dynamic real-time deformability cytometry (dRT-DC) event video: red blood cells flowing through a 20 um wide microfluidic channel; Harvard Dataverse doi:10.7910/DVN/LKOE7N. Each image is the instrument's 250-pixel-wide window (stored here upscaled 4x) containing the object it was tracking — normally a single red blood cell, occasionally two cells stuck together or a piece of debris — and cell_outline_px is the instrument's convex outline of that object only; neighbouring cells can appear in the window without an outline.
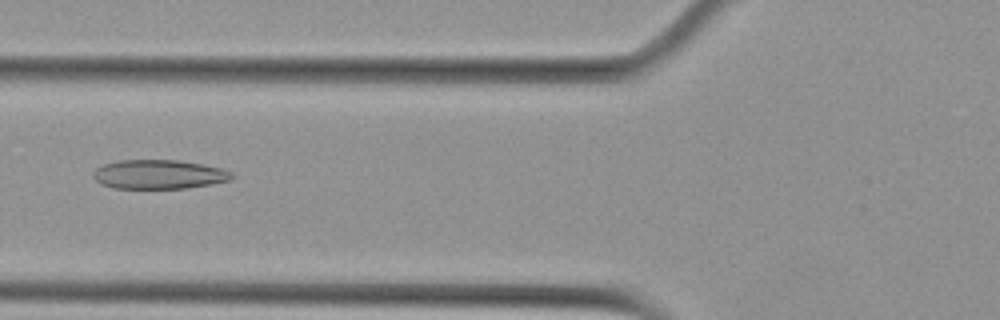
{"species": "Egyptian fruit bat (a non-hibernating species)", "species_latin": "Rousettus aegyptiacus", "temperature_condition": "cold", "stored_images_in_passage": 54, "camera_frame_rate_fps": 3000, "um_per_image_px": 0.085, "animal": {"sex": "female"}, "frame": {"image": 1, "passage_image": 21, "time_ms": 6.667, "image_size_px": [1000, 320], "cell_outline_px": [[236, 176], [232, 180], [212, 184], [184, 188], [112, 188], [100, 184], [92, 176], [92, 172], [96, 168], [104, 164], [116, 160], [180, 160], [204, 164], [220, 168], [232, 172]], "centroid_in_image_um": [13.51, 14.82], "position_along_channel_um": 112.3, "area_um2": 23.81}}
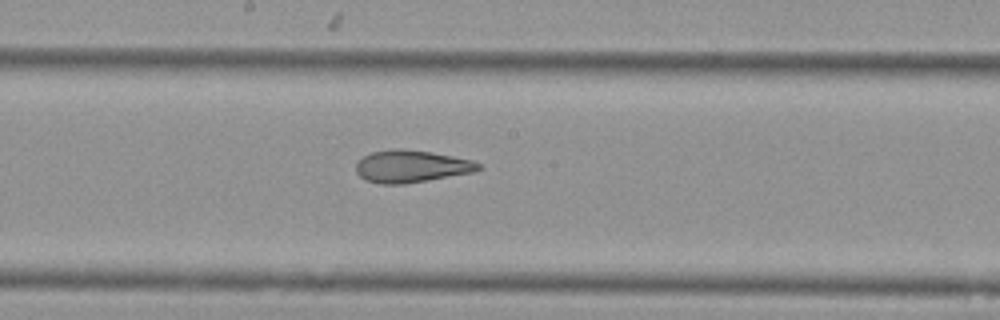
{"frame": {"image": 2, "passage_image": 29, "time_ms": 9.333, "image_size_px": [1000, 320], "cell_outline_px": [[484, 168], [472, 172], [428, 180], [404, 184], [380, 184], [364, 180], [356, 172], [356, 164], [364, 156], [372, 152], [392, 148], [400, 148], [432, 152], [472, 160], [480, 164]], "centroid_in_image_um": [34.95, 14.14], "position_along_channel_um": 213.3, "area_um2": 23.06}}
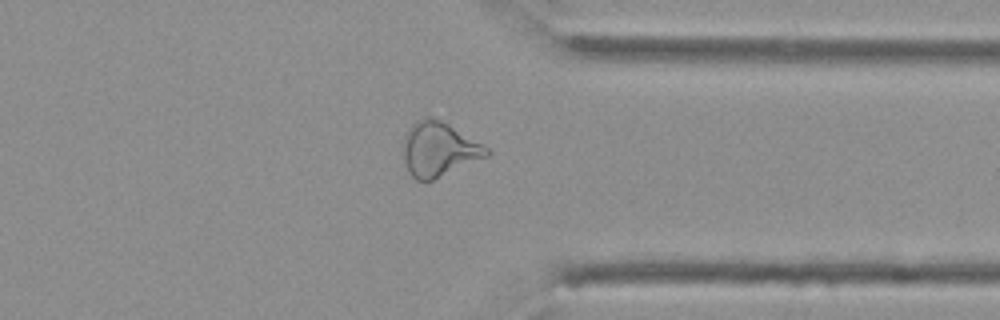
{"frame": {"image": 3, "passage_image": 42, "time_ms": 13.667, "image_size_px": [1000, 320], "cell_outline_px": [[492, 152], [488, 156], [432, 180], [416, 180], [408, 172], [404, 160], [404, 136], [408, 128], [416, 120], [424, 116], [432, 116], [448, 124], [488, 148]], "centroid_in_image_um": [37.28, 12.67], "position_along_channel_um": 374.1, "area_um2": 26.18}, "authors_computed_cell_mechanics": {"area_um2": 27.6284, "velocity_mm_per_s": 3.7858, "shape_relaxation_time_tau1_ms": null, "shape_relaxation_time_tau2_ms": 2.198, "deformation_change_tau1": null, "deformation_change_tau2": 0.1174}}